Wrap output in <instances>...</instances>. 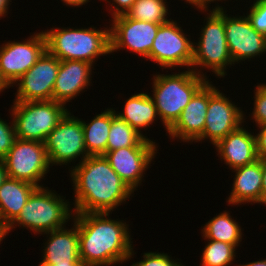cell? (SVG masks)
I'll list each match as a JSON object with an SVG mask.
<instances>
[{
    "instance_id": "21",
    "label": "cell",
    "mask_w": 266,
    "mask_h": 266,
    "mask_svg": "<svg viewBox=\"0 0 266 266\" xmlns=\"http://www.w3.org/2000/svg\"><path fill=\"white\" fill-rule=\"evenodd\" d=\"M31 183L7 177L0 186V226L5 230L37 189Z\"/></svg>"
},
{
    "instance_id": "15",
    "label": "cell",
    "mask_w": 266,
    "mask_h": 266,
    "mask_svg": "<svg viewBox=\"0 0 266 266\" xmlns=\"http://www.w3.org/2000/svg\"><path fill=\"white\" fill-rule=\"evenodd\" d=\"M224 27L233 63L251 60L266 52V36L252 27L247 16L231 17L224 11Z\"/></svg>"
},
{
    "instance_id": "25",
    "label": "cell",
    "mask_w": 266,
    "mask_h": 266,
    "mask_svg": "<svg viewBox=\"0 0 266 266\" xmlns=\"http://www.w3.org/2000/svg\"><path fill=\"white\" fill-rule=\"evenodd\" d=\"M111 127V108L96 115L90 123L82 121L84 142L89 156L104 155Z\"/></svg>"
},
{
    "instance_id": "23",
    "label": "cell",
    "mask_w": 266,
    "mask_h": 266,
    "mask_svg": "<svg viewBox=\"0 0 266 266\" xmlns=\"http://www.w3.org/2000/svg\"><path fill=\"white\" fill-rule=\"evenodd\" d=\"M124 112L116 113L121 119L135 128L139 133L140 129L151 125L157 118L158 113L150 94H134L125 101Z\"/></svg>"
},
{
    "instance_id": "9",
    "label": "cell",
    "mask_w": 266,
    "mask_h": 266,
    "mask_svg": "<svg viewBox=\"0 0 266 266\" xmlns=\"http://www.w3.org/2000/svg\"><path fill=\"white\" fill-rule=\"evenodd\" d=\"M44 143L51 166L66 165L82 155L81 163L89 156L84 142L82 120L71 116L69 111L49 133Z\"/></svg>"
},
{
    "instance_id": "2",
    "label": "cell",
    "mask_w": 266,
    "mask_h": 266,
    "mask_svg": "<svg viewBox=\"0 0 266 266\" xmlns=\"http://www.w3.org/2000/svg\"><path fill=\"white\" fill-rule=\"evenodd\" d=\"M109 214L73 213L80 259L85 266H110L127 261L134 254L128 225L109 219Z\"/></svg>"
},
{
    "instance_id": "6",
    "label": "cell",
    "mask_w": 266,
    "mask_h": 266,
    "mask_svg": "<svg viewBox=\"0 0 266 266\" xmlns=\"http://www.w3.org/2000/svg\"><path fill=\"white\" fill-rule=\"evenodd\" d=\"M210 12L206 18V25L201 28L200 39L193 46L191 68L200 76L205 75L203 72L201 74V71L196 68L197 66L212 69L216 76L224 77L227 65L234 64L227 46L224 9L218 5ZM194 66L196 69L193 68Z\"/></svg>"
},
{
    "instance_id": "36",
    "label": "cell",
    "mask_w": 266,
    "mask_h": 266,
    "mask_svg": "<svg viewBox=\"0 0 266 266\" xmlns=\"http://www.w3.org/2000/svg\"><path fill=\"white\" fill-rule=\"evenodd\" d=\"M38 266H85L83 262H67L61 261L58 264H51L41 261Z\"/></svg>"
},
{
    "instance_id": "28",
    "label": "cell",
    "mask_w": 266,
    "mask_h": 266,
    "mask_svg": "<svg viewBox=\"0 0 266 266\" xmlns=\"http://www.w3.org/2000/svg\"><path fill=\"white\" fill-rule=\"evenodd\" d=\"M207 243L202 253L201 266H228L235 260L236 246L209 239Z\"/></svg>"
},
{
    "instance_id": "17",
    "label": "cell",
    "mask_w": 266,
    "mask_h": 266,
    "mask_svg": "<svg viewBox=\"0 0 266 266\" xmlns=\"http://www.w3.org/2000/svg\"><path fill=\"white\" fill-rule=\"evenodd\" d=\"M209 101V80L194 94L185 106L179 119L168 130L170 139L185 142L195 141L204 130Z\"/></svg>"
},
{
    "instance_id": "14",
    "label": "cell",
    "mask_w": 266,
    "mask_h": 266,
    "mask_svg": "<svg viewBox=\"0 0 266 266\" xmlns=\"http://www.w3.org/2000/svg\"><path fill=\"white\" fill-rule=\"evenodd\" d=\"M112 21V27H109L110 53L126 48L147 58L161 24L138 21L125 14L113 17Z\"/></svg>"
},
{
    "instance_id": "24",
    "label": "cell",
    "mask_w": 266,
    "mask_h": 266,
    "mask_svg": "<svg viewBox=\"0 0 266 266\" xmlns=\"http://www.w3.org/2000/svg\"><path fill=\"white\" fill-rule=\"evenodd\" d=\"M155 143L131 127L111 108V127L106 152L123 147H157Z\"/></svg>"
},
{
    "instance_id": "34",
    "label": "cell",
    "mask_w": 266,
    "mask_h": 266,
    "mask_svg": "<svg viewBox=\"0 0 266 266\" xmlns=\"http://www.w3.org/2000/svg\"><path fill=\"white\" fill-rule=\"evenodd\" d=\"M114 2L112 17L126 14L136 0H112ZM116 4V5H115Z\"/></svg>"
},
{
    "instance_id": "27",
    "label": "cell",
    "mask_w": 266,
    "mask_h": 266,
    "mask_svg": "<svg viewBox=\"0 0 266 266\" xmlns=\"http://www.w3.org/2000/svg\"><path fill=\"white\" fill-rule=\"evenodd\" d=\"M166 0H136L133 6L125 14L143 22H153L156 24H165L171 20L167 19L168 8Z\"/></svg>"
},
{
    "instance_id": "11",
    "label": "cell",
    "mask_w": 266,
    "mask_h": 266,
    "mask_svg": "<svg viewBox=\"0 0 266 266\" xmlns=\"http://www.w3.org/2000/svg\"><path fill=\"white\" fill-rule=\"evenodd\" d=\"M41 32L35 33L27 41H10L0 47V77L8 87L14 85L46 50V39Z\"/></svg>"
},
{
    "instance_id": "4",
    "label": "cell",
    "mask_w": 266,
    "mask_h": 266,
    "mask_svg": "<svg viewBox=\"0 0 266 266\" xmlns=\"http://www.w3.org/2000/svg\"><path fill=\"white\" fill-rule=\"evenodd\" d=\"M206 76L192 69L175 74L153 76V97L159 118L168 130L179 119L181 112L194 94L207 82Z\"/></svg>"
},
{
    "instance_id": "33",
    "label": "cell",
    "mask_w": 266,
    "mask_h": 266,
    "mask_svg": "<svg viewBox=\"0 0 266 266\" xmlns=\"http://www.w3.org/2000/svg\"><path fill=\"white\" fill-rule=\"evenodd\" d=\"M258 127L261 131L255 135L256 151L259 159H266V125Z\"/></svg>"
},
{
    "instance_id": "5",
    "label": "cell",
    "mask_w": 266,
    "mask_h": 266,
    "mask_svg": "<svg viewBox=\"0 0 266 266\" xmlns=\"http://www.w3.org/2000/svg\"><path fill=\"white\" fill-rule=\"evenodd\" d=\"M47 188L39 187L31 194L18 217L5 229V235L17 225L29 228L34 234L65 227L73 210L70 212L68 201Z\"/></svg>"
},
{
    "instance_id": "37",
    "label": "cell",
    "mask_w": 266,
    "mask_h": 266,
    "mask_svg": "<svg viewBox=\"0 0 266 266\" xmlns=\"http://www.w3.org/2000/svg\"><path fill=\"white\" fill-rule=\"evenodd\" d=\"M64 1L63 3H65L68 6H82L83 4L89 2V0H61ZM104 1H108V0H104Z\"/></svg>"
},
{
    "instance_id": "41",
    "label": "cell",
    "mask_w": 266,
    "mask_h": 266,
    "mask_svg": "<svg viewBox=\"0 0 266 266\" xmlns=\"http://www.w3.org/2000/svg\"><path fill=\"white\" fill-rule=\"evenodd\" d=\"M185 2L196 6L198 9H201L200 11H203L204 9H205L204 10L205 12H206V9L208 11V8L207 7H205V8H199V0H186Z\"/></svg>"
},
{
    "instance_id": "30",
    "label": "cell",
    "mask_w": 266,
    "mask_h": 266,
    "mask_svg": "<svg viewBox=\"0 0 266 266\" xmlns=\"http://www.w3.org/2000/svg\"><path fill=\"white\" fill-rule=\"evenodd\" d=\"M255 91L252 117L257 126L266 125V84H259Z\"/></svg>"
},
{
    "instance_id": "10",
    "label": "cell",
    "mask_w": 266,
    "mask_h": 266,
    "mask_svg": "<svg viewBox=\"0 0 266 266\" xmlns=\"http://www.w3.org/2000/svg\"><path fill=\"white\" fill-rule=\"evenodd\" d=\"M182 31L173 20L160 25L147 58L165 69L178 66L190 69L195 44Z\"/></svg>"
},
{
    "instance_id": "32",
    "label": "cell",
    "mask_w": 266,
    "mask_h": 266,
    "mask_svg": "<svg viewBox=\"0 0 266 266\" xmlns=\"http://www.w3.org/2000/svg\"><path fill=\"white\" fill-rule=\"evenodd\" d=\"M143 260L133 263L131 266H184L171 259L167 253L147 252L143 254Z\"/></svg>"
},
{
    "instance_id": "40",
    "label": "cell",
    "mask_w": 266,
    "mask_h": 266,
    "mask_svg": "<svg viewBox=\"0 0 266 266\" xmlns=\"http://www.w3.org/2000/svg\"><path fill=\"white\" fill-rule=\"evenodd\" d=\"M239 266H266V259L264 260H257V261H254V262H250V263H246V264H243V265H239Z\"/></svg>"
},
{
    "instance_id": "38",
    "label": "cell",
    "mask_w": 266,
    "mask_h": 266,
    "mask_svg": "<svg viewBox=\"0 0 266 266\" xmlns=\"http://www.w3.org/2000/svg\"><path fill=\"white\" fill-rule=\"evenodd\" d=\"M9 2L11 0H0V18L6 15Z\"/></svg>"
},
{
    "instance_id": "20",
    "label": "cell",
    "mask_w": 266,
    "mask_h": 266,
    "mask_svg": "<svg viewBox=\"0 0 266 266\" xmlns=\"http://www.w3.org/2000/svg\"><path fill=\"white\" fill-rule=\"evenodd\" d=\"M235 173L232 192L228 203L239 205L247 203H260L262 192V159L256 162L233 169Z\"/></svg>"
},
{
    "instance_id": "35",
    "label": "cell",
    "mask_w": 266,
    "mask_h": 266,
    "mask_svg": "<svg viewBox=\"0 0 266 266\" xmlns=\"http://www.w3.org/2000/svg\"><path fill=\"white\" fill-rule=\"evenodd\" d=\"M262 192H261V203L266 204V159H262Z\"/></svg>"
},
{
    "instance_id": "43",
    "label": "cell",
    "mask_w": 266,
    "mask_h": 266,
    "mask_svg": "<svg viewBox=\"0 0 266 266\" xmlns=\"http://www.w3.org/2000/svg\"><path fill=\"white\" fill-rule=\"evenodd\" d=\"M9 88L5 82L0 77V92H2L4 89Z\"/></svg>"
},
{
    "instance_id": "3",
    "label": "cell",
    "mask_w": 266,
    "mask_h": 266,
    "mask_svg": "<svg viewBox=\"0 0 266 266\" xmlns=\"http://www.w3.org/2000/svg\"><path fill=\"white\" fill-rule=\"evenodd\" d=\"M43 33L46 50L60 61L82 60L93 64L101 55L110 54V29L107 28H51Z\"/></svg>"
},
{
    "instance_id": "7",
    "label": "cell",
    "mask_w": 266,
    "mask_h": 266,
    "mask_svg": "<svg viewBox=\"0 0 266 266\" xmlns=\"http://www.w3.org/2000/svg\"><path fill=\"white\" fill-rule=\"evenodd\" d=\"M65 107L54 100L14 101L11 114L16 137L44 143L49 133L68 112Z\"/></svg>"
},
{
    "instance_id": "39",
    "label": "cell",
    "mask_w": 266,
    "mask_h": 266,
    "mask_svg": "<svg viewBox=\"0 0 266 266\" xmlns=\"http://www.w3.org/2000/svg\"><path fill=\"white\" fill-rule=\"evenodd\" d=\"M8 177L3 160H0V186Z\"/></svg>"
},
{
    "instance_id": "44",
    "label": "cell",
    "mask_w": 266,
    "mask_h": 266,
    "mask_svg": "<svg viewBox=\"0 0 266 266\" xmlns=\"http://www.w3.org/2000/svg\"><path fill=\"white\" fill-rule=\"evenodd\" d=\"M5 230L4 229H0V242L5 238Z\"/></svg>"
},
{
    "instance_id": "16",
    "label": "cell",
    "mask_w": 266,
    "mask_h": 266,
    "mask_svg": "<svg viewBox=\"0 0 266 266\" xmlns=\"http://www.w3.org/2000/svg\"><path fill=\"white\" fill-rule=\"evenodd\" d=\"M157 147H123L104 154L113 170L135 191L155 157ZM156 151V152H155Z\"/></svg>"
},
{
    "instance_id": "19",
    "label": "cell",
    "mask_w": 266,
    "mask_h": 266,
    "mask_svg": "<svg viewBox=\"0 0 266 266\" xmlns=\"http://www.w3.org/2000/svg\"><path fill=\"white\" fill-rule=\"evenodd\" d=\"M220 159L225 161L231 170L256 162L259 157L256 151L255 136L243 127L229 133L215 145Z\"/></svg>"
},
{
    "instance_id": "42",
    "label": "cell",
    "mask_w": 266,
    "mask_h": 266,
    "mask_svg": "<svg viewBox=\"0 0 266 266\" xmlns=\"http://www.w3.org/2000/svg\"><path fill=\"white\" fill-rule=\"evenodd\" d=\"M216 0H199V8L208 7L207 4ZM219 1V0H217ZM221 1V0H220Z\"/></svg>"
},
{
    "instance_id": "8",
    "label": "cell",
    "mask_w": 266,
    "mask_h": 266,
    "mask_svg": "<svg viewBox=\"0 0 266 266\" xmlns=\"http://www.w3.org/2000/svg\"><path fill=\"white\" fill-rule=\"evenodd\" d=\"M2 160L8 177L31 183L38 188L43 187L39 182L51 166L45 143L18 138Z\"/></svg>"
},
{
    "instance_id": "22",
    "label": "cell",
    "mask_w": 266,
    "mask_h": 266,
    "mask_svg": "<svg viewBox=\"0 0 266 266\" xmlns=\"http://www.w3.org/2000/svg\"><path fill=\"white\" fill-rule=\"evenodd\" d=\"M74 228H59L44 234L50 236L45 243L43 262L58 264L61 261L82 262L79 254V234L77 224Z\"/></svg>"
},
{
    "instance_id": "18",
    "label": "cell",
    "mask_w": 266,
    "mask_h": 266,
    "mask_svg": "<svg viewBox=\"0 0 266 266\" xmlns=\"http://www.w3.org/2000/svg\"><path fill=\"white\" fill-rule=\"evenodd\" d=\"M93 64L82 60L60 61L52 100L65 105L90 86Z\"/></svg>"
},
{
    "instance_id": "31",
    "label": "cell",
    "mask_w": 266,
    "mask_h": 266,
    "mask_svg": "<svg viewBox=\"0 0 266 266\" xmlns=\"http://www.w3.org/2000/svg\"><path fill=\"white\" fill-rule=\"evenodd\" d=\"M17 139L14 123L11 125L0 118V160H2Z\"/></svg>"
},
{
    "instance_id": "13",
    "label": "cell",
    "mask_w": 266,
    "mask_h": 266,
    "mask_svg": "<svg viewBox=\"0 0 266 266\" xmlns=\"http://www.w3.org/2000/svg\"><path fill=\"white\" fill-rule=\"evenodd\" d=\"M59 66L60 60L45 50L37 62L15 82L19 85L15 101L52 100Z\"/></svg>"
},
{
    "instance_id": "29",
    "label": "cell",
    "mask_w": 266,
    "mask_h": 266,
    "mask_svg": "<svg viewBox=\"0 0 266 266\" xmlns=\"http://www.w3.org/2000/svg\"><path fill=\"white\" fill-rule=\"evenodd\" d=\"M252 27L266 36V0H256L247 15Z\"/></svg>"
},
{
    "instance_id": "12",
    "label": "cell",
    "mask_w": 266,
    "mask_h": 266,
    "mask_svg": "<svg viewBox=\"0 0 266 266\" xmlns=\"http://www.w3.org/2000/svg\"><path fill=\"white\" fill-rule=\"evenodd\" d=\"M223 93L209 82V101L203 133L195 142L208 139L215 146L229 133L234 132L244 123V114Z\"/></svg>"
},
{
    "instance_id": "26",
    "label": "cell",
    "mask_w": 266,
    "mask_h": 266,
    "mask_svg": "<svg viewBox=\"0 0 266 266\" xmlns=\"http://www.w3.org/2000/svg\"><path fill=\"white\" fill-rule=\"evenodd\" d=\"M242 229L238 222L224 211L213 217L204 225L202 234L205 239L216 240L238 246L242 240Z\"/></svg>"
},
{
    "instance_id": "1",
    "label": "cell",
    "mask_w": 266,
    "mask_h": 266,
    "mask_svg": "<svg viewBox=\"0 0 266 266\" xmlns=\"http://www.w3.org/2000/svg\"><path fill=\"white\" fill-rule=\"evenodd\" d=\"M70 171L74 213H110L134 193L104 155L88 156Z\"/></svg>"
}]
</instances>
